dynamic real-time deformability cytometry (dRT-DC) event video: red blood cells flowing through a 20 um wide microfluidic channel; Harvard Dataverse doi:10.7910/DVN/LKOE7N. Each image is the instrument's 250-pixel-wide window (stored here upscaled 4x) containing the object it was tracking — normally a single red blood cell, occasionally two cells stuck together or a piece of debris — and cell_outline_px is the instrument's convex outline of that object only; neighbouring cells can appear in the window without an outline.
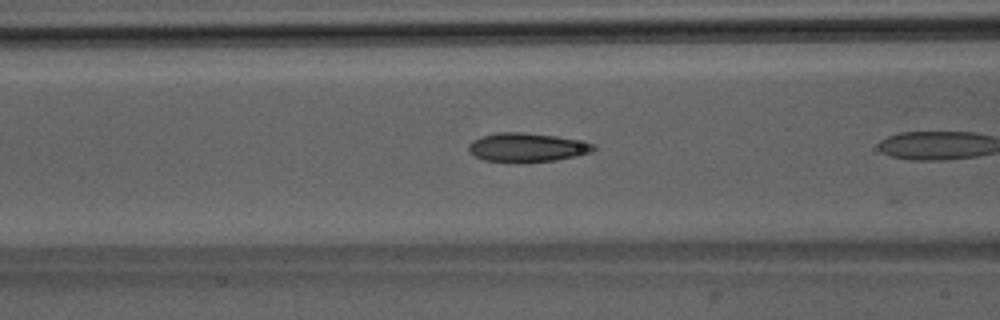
{"species": "Egyptian fruit bat (a non-hibernating species)", "species_latin": "Rousettus aegyptiacus", "temperature_condition": "room temperature", "stored_images_in_passage": 5, "camera_frame_rate_fps": 3000, "um_per_image_px": 0.085, "animal": {"sex": "male"}, "frame": {"image": 1, "passage_image": 4, "time_ms": 1.0, "image_size_px": [1000, 320], "cell_outline_px": [[596, 148], [592, 152], [576, 156], [556, 160], [524, 164], [516, 164], [484, 160], [468, 152], [468, 144], [472, 140], [480, 136], [496, 132], [524, 132], [556, 136], [596, 144]], "centroid_in_image_um": [44.75, 12.55], "position_along_channel_um": 121.8, "area_um2": 21.68}}